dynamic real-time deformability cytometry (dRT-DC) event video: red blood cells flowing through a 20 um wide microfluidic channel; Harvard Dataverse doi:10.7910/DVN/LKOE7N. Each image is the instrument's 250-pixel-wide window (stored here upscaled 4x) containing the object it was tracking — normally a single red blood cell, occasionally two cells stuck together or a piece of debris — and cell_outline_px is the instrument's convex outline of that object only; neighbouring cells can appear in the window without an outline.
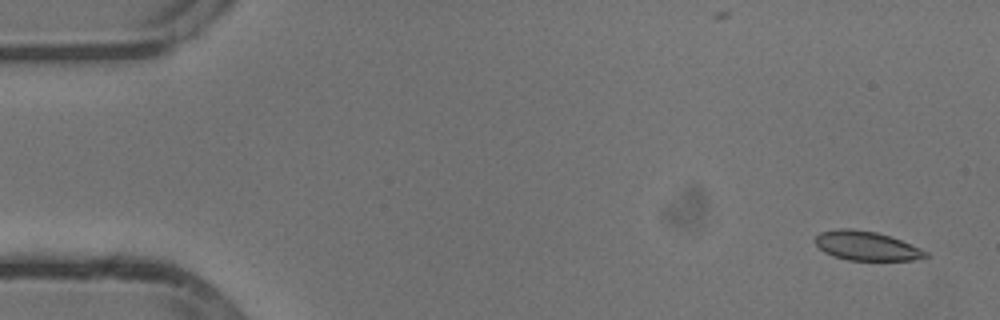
{"species": "common noctule bat (a hibernating species)", "species_latin": "Nyctalus noctula", "temperature_condition": "cold", "stored_images_in_passage": 55, "camera_frame_rate_fps": 3000, "um_per_image_px": 0.085, "animal": {"sex": "male", "body_mass_g": 13.3}, "frame": {"image": 1, "passage_image": 3, "time_ms": 0.667, "image_size_px": [1000, 320], "cell_outline_px": [[928, 256], [912, 260], [848, 260], [832, 256], [824, 252], [812, 240], [820, 232], [840, 228], [852, 228], [876, 232], [900, 240], [920, 248], [928, 252]], "centroid_in_image_um": [73.59, 20.89], "position_along_channel_um": 11.4, "area_um2": 18.73}}
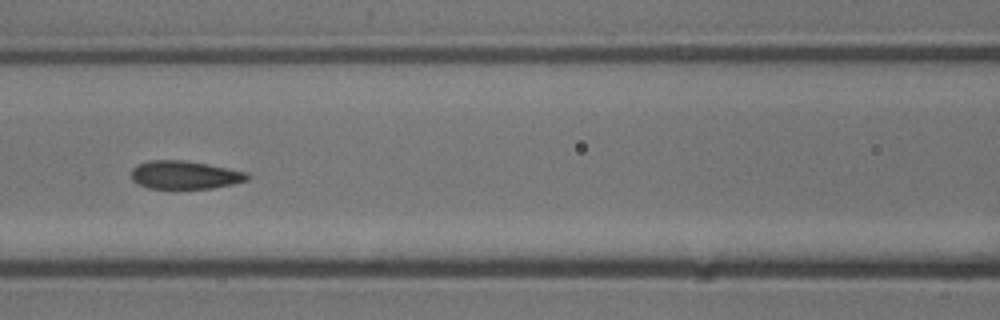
{"frame": {"image": 2, "passage_image": 24, "time_ms": 7.667, "image_size_px": [1000, 320], "cell_outline_px": [[248, 180], [232, 184], [212, 188], [176, 192], [148, 188], [132, 180], [132, 168], [136, 164], [148, 160], [184, 160], [248, 172]], "centroid_in_image_um": [15.66, 14.92], "position_along_channel_um": 150.9, "area_um2": 19.83}}
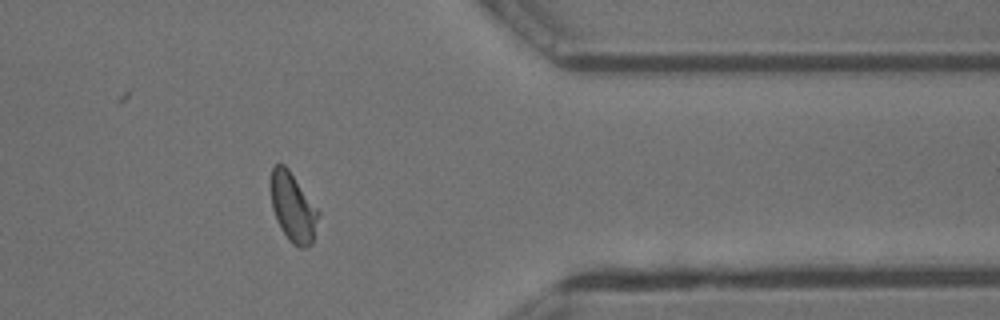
{"frame": {"image": 3, "passage_image": 44, "time_ms": 14.333, "image_size_px": [1000, 320], "cell_outline_px": [[320, 212], [312, 244], [304, 248], [300, 248], [292, 244], [288, 240], [280, 228], [276, 220], [272, 208], [272, 168], [276, 164], [284, 164], [288, 168]], "centroid_in_image_um": [24.92, 17.67], "position_along_channel_um": 386.5, "area_um2": 18.96}, "authors_computed_cell_mechanics": {"area_um2": 19.4786, "velocity_mm_per_s": 3.7963, "shape_relaxation_time_tau1_ms": 3.7726, "shape_relaxation_time_tau2_ms": 0.966, "deformation_change_tau1": 0.0983, "deformation_change_tau2": 0.0574}}